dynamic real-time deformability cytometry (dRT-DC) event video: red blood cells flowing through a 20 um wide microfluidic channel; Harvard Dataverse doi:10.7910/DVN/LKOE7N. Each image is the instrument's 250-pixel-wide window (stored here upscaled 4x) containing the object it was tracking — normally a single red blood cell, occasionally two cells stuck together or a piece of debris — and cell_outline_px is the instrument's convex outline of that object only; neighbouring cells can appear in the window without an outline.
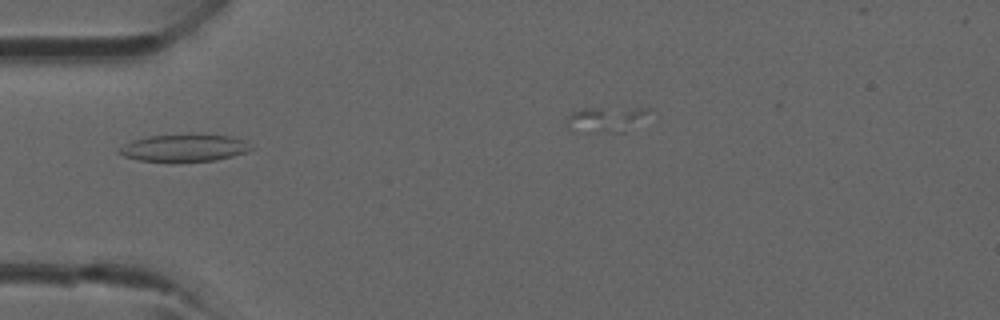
{"species": "common noctule bat (a hibernating species)", "species_latin": "Nyctalus noctula", "temperature_condition": "room temperature", "stored_images_in_passage": 6, "camera_frame_rate_fps": 3000, "um_per_image_px": 0.085, "animal": {"sex": "male", "forearm_length_mm": 52.5}, "frame": {"image": 1, "passage_image": 4, "time_ms": 3.667, "image_size_px": [1000, 320], "cell_outline_px": [[252, 148], [248, 152], [216, 160], [172, 164], [140, 160], [124, 156], [116, 152], [116, 148], [132, 140], [148, 136], [232, 136], [244, 140]], "centroid_in_image_um": [15.58, 12.63], "position_along_channel_um": 69.4, "area_um2": 21.1}}
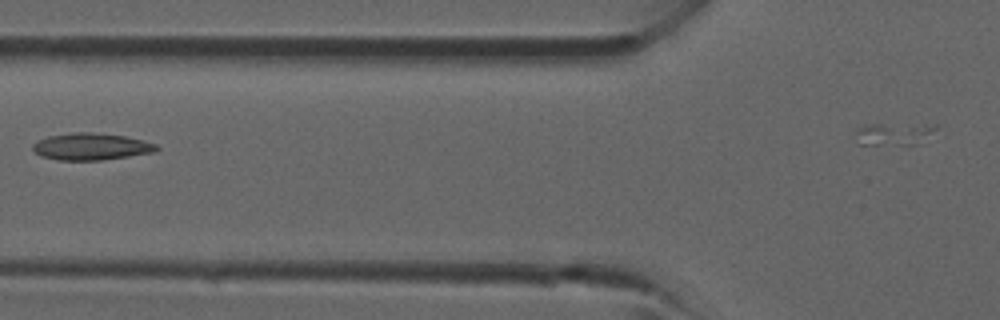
{"frame": {"image": 2, "passage_image": 5, "time_ms": 4.667, "image_size_px": [1000, 320], "cell_outline_px": [[160, 148], [156, 152], [100, 160], [60, 160], [40, 156], [32, 148], [32, 144], [48, 136], [72, 132], [92, 132], [124, 136], [144, 140], [156, 144]], "centroid_in_image_um": [7.77, 12.45], "position_along_channel_um": 118.0, "area_um2": 19.36}}